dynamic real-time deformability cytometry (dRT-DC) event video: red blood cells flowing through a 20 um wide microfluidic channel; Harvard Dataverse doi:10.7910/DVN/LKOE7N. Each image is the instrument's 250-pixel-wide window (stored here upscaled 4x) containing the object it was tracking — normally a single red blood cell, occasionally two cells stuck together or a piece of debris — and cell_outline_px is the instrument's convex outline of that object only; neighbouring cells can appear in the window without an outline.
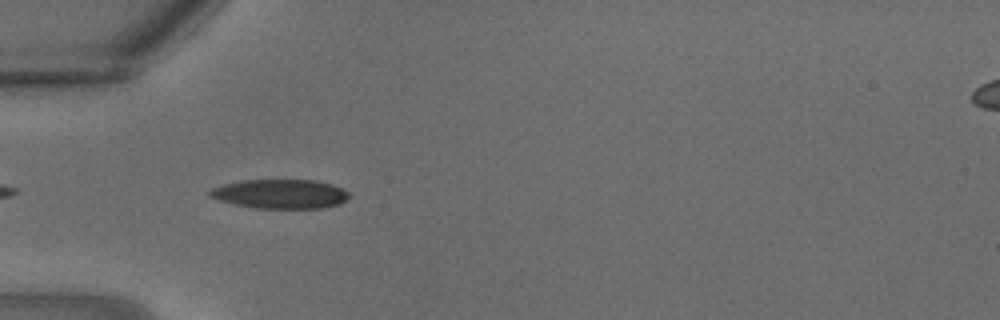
{"species": "common noctule bat (a hibernating species)", "species_latin": "Nyctalus noctula", "temperature_condition": "warm", "stored_images_in_passage": 22, "camera_frame_rate_fps": 3000, "um_per_image_px": 0.085, "animal": {"sex": "male", "body_mass_g": 18.8}, "frame": {"image": 1, "passage_image": 2, "time_ms": 0.333, "image_size_px": [1000, 320], "cell_outline_px": [[352, 196], [340, 204], [320, 208], [256, 208], [236, 204], [220, 200], [208, 196], [208, 192], [212, 188], [224, 184], [244, 180], [316, 180], [332, 184], [348, 192]], "centroid_in_image_um": [23.85, 16.48], "position_along_channel_um": 61.1, "area_um2": 23.64}}
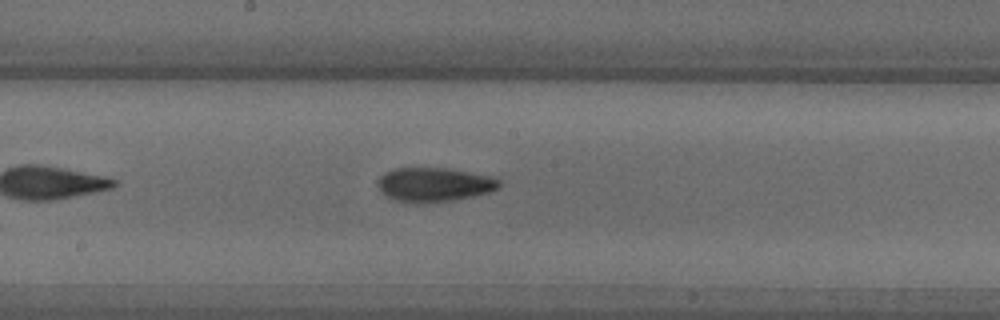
{"frame": {"image": 2, "passage_image": 9, "time_ms": 2.667, "image_size_px": [1000, 320], "cell_outline_px": [[500, 184], [496, 188], [488, 192], [472, 196], [448, 200], [416, 204], [404, 204], [380, 192], [376, 184], [380, 176], [384, 172], [392, 168], [448, 168], [492, 176], [500, 180]], "centroid_in_image_um": [36.83, 15.69], "position_along_channel_um": 211.4, "area_um2": 24.28}}
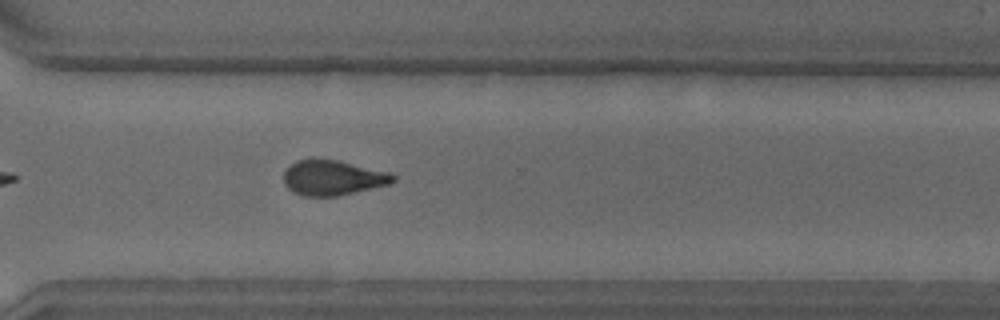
{"frame": {"image": 3, "passage_image": 15, "time_ms": 4.667, "image_size_px": [1000, 320], "cell_outline_px": [[396, 180], [392, 184], [336, 196], [304, 196], [292, 192], [284, 184], [284, 172], [296, 160], [312, 156], [340, 160], [392, 172], [396, 176]], "centroid_in_image_um": [28.32, 15.07], "position_along_channel_um": 342.3, "area_um2": 23.12}}